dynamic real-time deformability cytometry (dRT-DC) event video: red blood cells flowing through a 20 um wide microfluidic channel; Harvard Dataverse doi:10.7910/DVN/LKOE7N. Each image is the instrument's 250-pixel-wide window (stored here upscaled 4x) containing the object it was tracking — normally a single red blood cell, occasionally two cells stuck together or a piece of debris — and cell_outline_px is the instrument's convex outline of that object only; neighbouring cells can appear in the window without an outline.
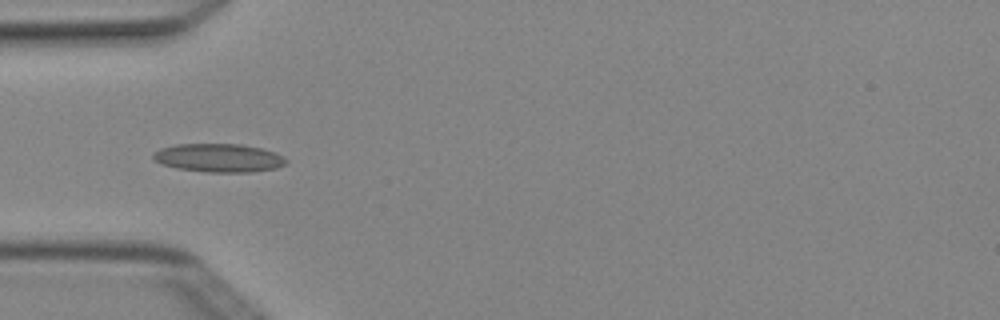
{"species": "Egyptian fruit bat (a non-hibernating species)", "species_latin": "Rousettus aegyptiacus", "temperature_condition": "cold", "stored_images_in_passage": 4, "camera_frame_rate_fps": 3000, "um_per_image_px": 0.085, "animal": {"sex": "female"}, "frame": {"image": 1, "passage_image": 4, "time_ms": 1.0, "image_size_px": [1000, 320], "cell_outline_px": [[288, 160], [284, 164], [276, 168], [252, 172], [208, 172], [176, 168], [160, 164], [152, 160], [152, 152], [160, 148], [176, 144], [240, 144], [260, 148], [276, 152], [284, 156]], "centroid_in_image_um": [18.56, 13.42], "position_along_channel_um": 66.4, "area_um2": 22.25}}